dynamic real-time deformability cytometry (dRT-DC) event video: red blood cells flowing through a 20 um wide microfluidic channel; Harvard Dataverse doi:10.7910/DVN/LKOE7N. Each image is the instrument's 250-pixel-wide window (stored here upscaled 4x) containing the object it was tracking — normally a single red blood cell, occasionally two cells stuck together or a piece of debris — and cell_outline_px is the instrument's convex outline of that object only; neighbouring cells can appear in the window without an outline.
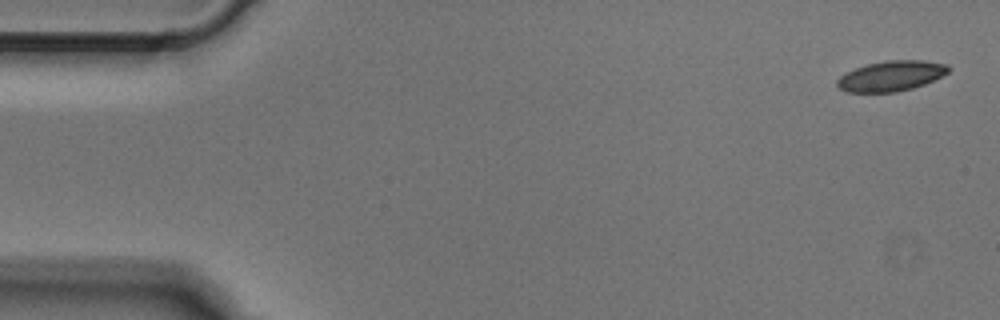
{"species": "Egyptian fruit bat (a non-hibernating species)", "species_latin": "Rousettus aegyptiacus", "temperature_condition": "cold", "stored_images_in_passage": 6, "camera_frame_rate_fps": 3000, "um_per_image_px": 0.085, "animal": {"sex": "male"}, "frame": {"image": 1, "passage_image": 1, "time_ms": 0.0, "image_size_px": [1000, 320], "cell_outline_px": [[952, 68], [948, 72], [924, 84], [912, 88], [896, 92], [848, 92], [840, 88], [836, 84], [836, 80], [840, 76], [856, 68], [868, 64], [884, 60], [924, 60], [948, 64]], "centroid_in_image_um": [75.77, 6.45], "position_along_channel_um": 9.2, "area_um2": 19.54}}
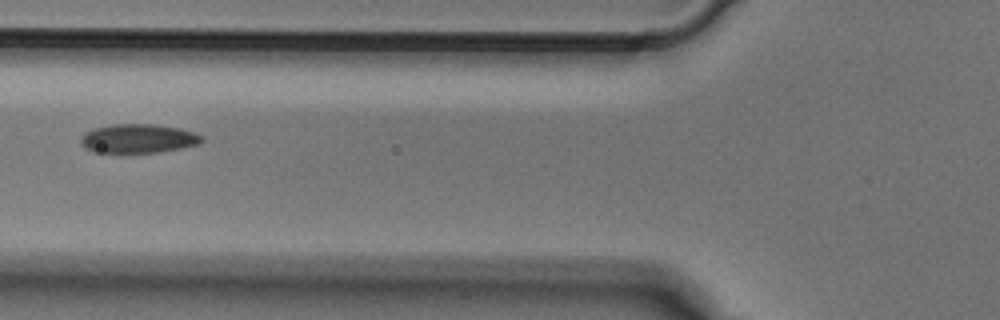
{"frame": {"image": 2, "passage_image": 5, "time_ms": 1.333, "image_size_px": [1000, 320], "cell_outline_px": [[204, 140], [200, 144], [160, 152], [92, 152], [84, 148], [80, 144], [80, 136], [84, 132], [92, 128], [112, 124], [152, 124], [180, 128], [196, 132], [204, 136]], "centroid_in_image_um": [11.74, 11.77], "position_along_channel_um": 114.1, "area_um2": 20.75}}
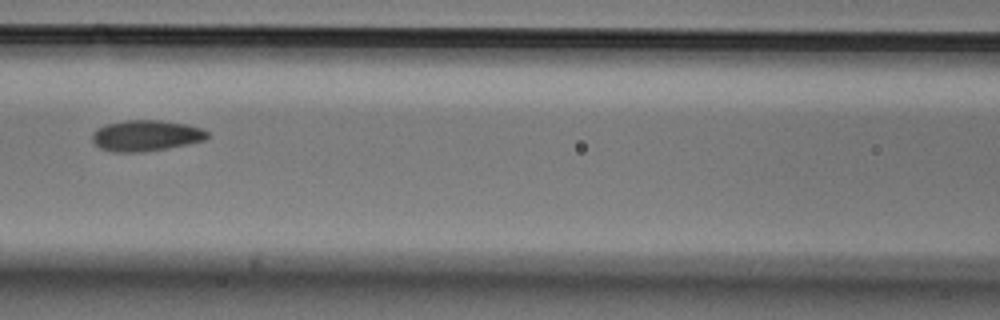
{"frame": {"image": 3, "passage_image": 6, "time_ms": 1.667, "image_size_px": [1000, 320], "cell_outline_px": [[208, 136], [204, 140], [188, 144], [168, 148], [144, 152], [112, 152], [100, 148], [92, 140], [92, 132], [96, 128], [104, 124], [124, 120], [160, 120], [188, 124], [200, 128], [208, 132]], "centroid_in_image_um": [12.37, 11.52], "position_along_channel_um": 154.2, "area_um2": 20.98}}